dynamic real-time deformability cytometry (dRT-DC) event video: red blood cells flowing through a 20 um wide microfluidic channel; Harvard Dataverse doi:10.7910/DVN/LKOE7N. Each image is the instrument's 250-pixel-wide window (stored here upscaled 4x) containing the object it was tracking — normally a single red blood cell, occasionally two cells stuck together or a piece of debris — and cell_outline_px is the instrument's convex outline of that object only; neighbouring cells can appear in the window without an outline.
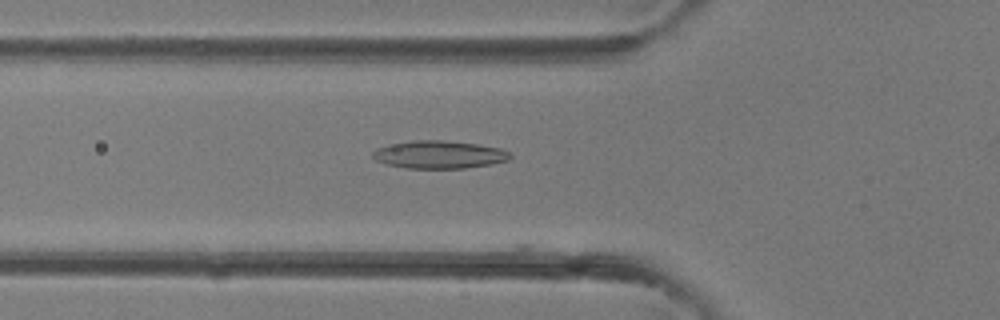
{"species": "common noctule bat (a hibernating species)", "species_latin": "Nyctalus noctula", "temperature_condition": "room temperature", "stored_images_in_passage": 9, "camera_frame_rate_fps": 3000, "um_per_image_px": 0.085, "animal": {"sex": "female"}, "frame": {"image": 1, "passage_image": 5, "time_ms": 1.333, "image_size_px": [1000, 320], "cell_outline_px": [[512, 156], [508, 160], [492, 164], [464, 168], [408, 168], [384, 164], [376, 160], [372, 156], [372, 152], [376, 148], [388, 144], [412, 140], [444, 140], [476, 144], [500, 148], [508, 152]], "centroid_in_image_um": [37.29, 13.13], "position_along_channel_um": 88.5, "area_um2": 22.31}}
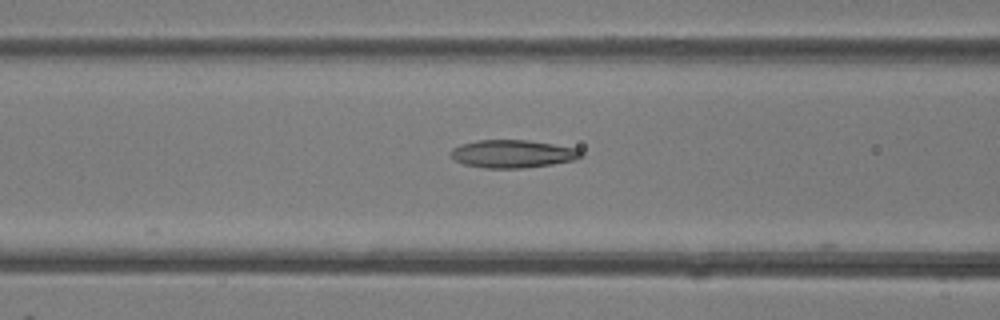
{"frame": {"image": 2, "passage_image": 7, "time_ms": 2.0, "image_size_px": [1000, 320], "cell_outline_px": [[584, 156], [572, 160], [552, 164], [524, 168], [484, 168], [464, 164], [456, 160], [448, 152], [452, 148], [460, 144], [476, 140], [528, 140], [576, 148]], "centroid_in_image_um": [43.53, 13.07], "position_along_channel_um": 123.1, "area_um2": 21.1}}